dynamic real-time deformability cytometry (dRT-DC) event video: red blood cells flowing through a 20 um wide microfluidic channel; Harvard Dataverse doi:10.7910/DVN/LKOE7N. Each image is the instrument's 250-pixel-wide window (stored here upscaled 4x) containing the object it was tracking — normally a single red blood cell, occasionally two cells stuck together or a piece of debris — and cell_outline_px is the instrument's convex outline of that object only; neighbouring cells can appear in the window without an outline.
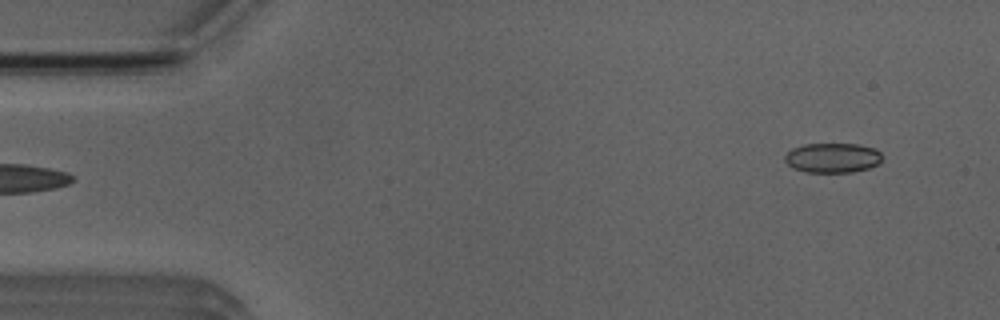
{"species": "Egyptian fruit bat (a non-hibernating species)", "species_latin": "Rousettus aegyptiacus", "temperature_condition": "room temperature", "stored_images_in_passage": 5, "camera_frame_rate_fps": 3000, "um_per_image_px": 0.085, "animal": {"sex": "male"}, "frame": {"image": 1, "passage_image": 5, "time_ms": 5.333, "image_size_px": [1000, 320], "cell_outline_px": [[880, 164], [868, 168], [852, 172], [804, 172], [792, 168], [784, 160], [784, 156], [792, 148], [804, 144], [860, 144], [872, 148], [880, 152]], "centroid_in_image_um": [70.73, 13.42], "position_along_channel_um": 14.3, "area_um2": 16.88}}